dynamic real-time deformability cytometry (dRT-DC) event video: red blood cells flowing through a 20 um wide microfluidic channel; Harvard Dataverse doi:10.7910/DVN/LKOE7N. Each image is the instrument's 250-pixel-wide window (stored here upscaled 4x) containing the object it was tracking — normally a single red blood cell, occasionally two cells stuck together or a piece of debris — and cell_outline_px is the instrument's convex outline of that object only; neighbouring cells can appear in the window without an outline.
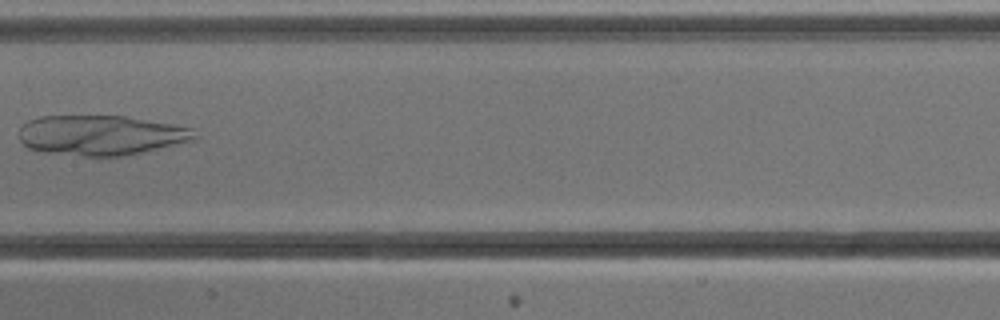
{"species": "common noctule bat (a hibernating species)", "species_latin": "Nyctalus noctula", "temperature_condition": "cold", "stored_images_in_passage": 9, "camera_frame_rate_fps": 3000, "um_per_image_px": 0.085, "animal": {"sex": "male", "body_mass_g": 13.3}, "frame": {"image": 1, "passage_image": 8, "time_ms": 8.333, "image_size_px": [1000, 320], "cell_outline_px": [[196, 140], [140, 152], [120, 156], [84, 156], [44, 152], [28, 148], [20, 140], [20, 128], [28, 120], [40, 116], [128, 116], [172, 124], [192, 128], [196, 136]], "centroid_in_image_um": [8.57, 11.48], "position_along_channel_um": 198.8, "area_um2": 40.75}}